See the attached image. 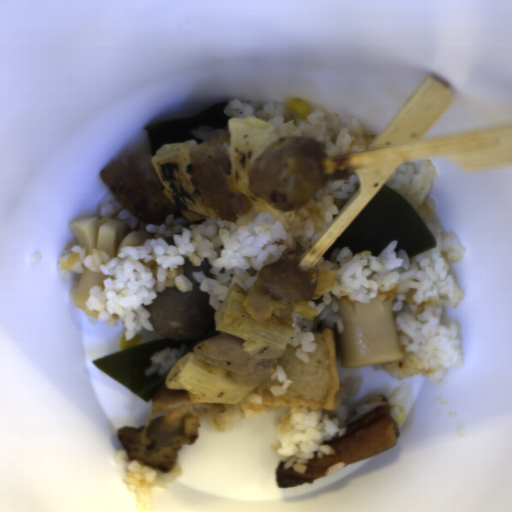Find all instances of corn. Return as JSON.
Here are the masks:
<instances>
[{
  "mask_svg": "<svg viewBox=\"0 0 512 512\" xmlns=\"http://www.w3.org/2000/svg\"><path fill=\"white\" fill-rule=\"evenodd\" d=\"M287 103L291 112H295L302 118L310 113V104L301 97L293 96Z\"/></svg>",
  "mask_w": 512,
  "mask_h": 512,
  "instance_id": "51d56268",
  "label": "corn"
},
{
  "mask_svg": "<svg viewBox=\"0 0 512 512\" xmlns=\"http://www.w3.org/2000/svg\"><path fill=\"white\" fill-rule=\"evenodd\" d=\"M398 408V412H397V416H396V419L394 420L398 426V428L401 426V425H404L405 422H406V411L400 407L399 405L397 406Z\"/></svg>",
  "mask_w": 512,
  "mask_h": 512,
  "instance_id": "5cfa1b94",
  "label": "corn"
},
{
  "mask_svg": "<svg viewBox=\"0 0 512 512\" xmlns=\"http://www.w3.org/2000/svg\"><path fill=\"white\" fill-rule=\"evenodd\" d=\"M141 337L142 336L139 332V333L133 335L130 339H128V341H126L124 338V334H123L121 336L120 342H119V351L136 346L137 343L139 342V340L141 339Z\"/></svg>",
  "mask_w": 512,
  "mask_h": 512,
  "instance_id": "f1292c28",
  "label": "corn"
}]
</instances>
